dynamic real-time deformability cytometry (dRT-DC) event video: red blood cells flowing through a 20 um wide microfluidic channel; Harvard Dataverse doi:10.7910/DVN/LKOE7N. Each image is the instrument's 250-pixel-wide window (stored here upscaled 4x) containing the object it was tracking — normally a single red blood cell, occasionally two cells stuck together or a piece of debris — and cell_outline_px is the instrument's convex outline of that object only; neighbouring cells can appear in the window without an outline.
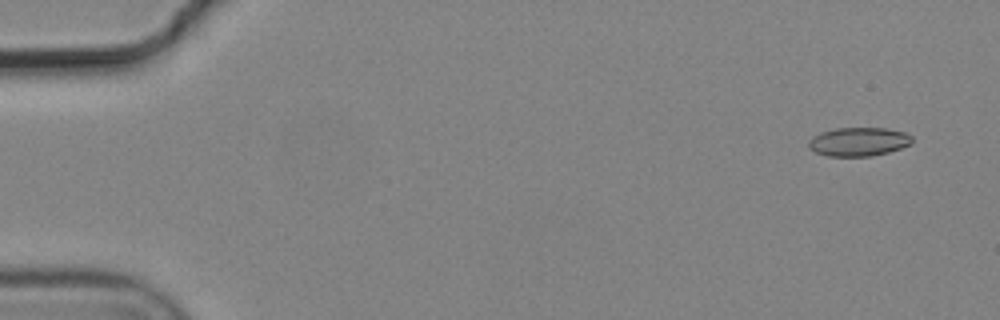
{"species": "common noctule bat (a hibernating species)", "species_latin": "Nyctalus noctula", "temperature_condition": "cold", "stored_images_in_passage": 6, "camera_frame_rate_fps": 3000, "um_per_image_px": 0.085, "animal": {"sex": "male", "body_mass_g": 19.2, "forearm_length_mm": 51.8}, "frame": {"image": 1, "passage_image": 2, "time_ms": 0.333, "image_size_px": [1000, 320], "cell_outline_px": [[912, 144], [888, 152], [872, 156], [828, 156], [816, 152], [808, 148], [808, 140], [812, 136], [820, 132], [836, 128], [888, 128], [904, 132], [912, 136]], "centroid_in_image_um": [72.97, 12.04], "position_along_channel_um": 12.0, "area_um2": 17.46}}
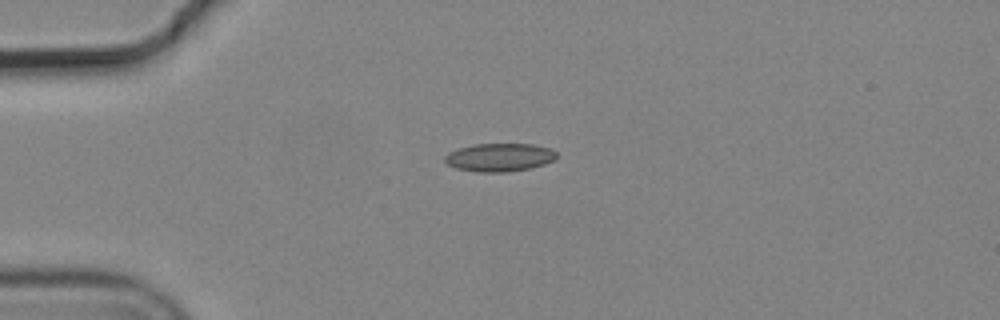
{"frame": {"image": 2, "passage_image": 5, "time_ms": 1.333, "image_size_px": [1000, 320], "cell_outline_px": [[556, 160], [544, 164], [528, 168], [508, 172], [476, 172], [456, 168], [448, 164], [444, 160], [444, 156], [448, 152], [472, 144], [532, 144], [552, 148], [556, 152]], "centroid_in_image_um": [42.46, 13.37], "position_along_channel_um": 42.5, "area_um2": 18.44}}